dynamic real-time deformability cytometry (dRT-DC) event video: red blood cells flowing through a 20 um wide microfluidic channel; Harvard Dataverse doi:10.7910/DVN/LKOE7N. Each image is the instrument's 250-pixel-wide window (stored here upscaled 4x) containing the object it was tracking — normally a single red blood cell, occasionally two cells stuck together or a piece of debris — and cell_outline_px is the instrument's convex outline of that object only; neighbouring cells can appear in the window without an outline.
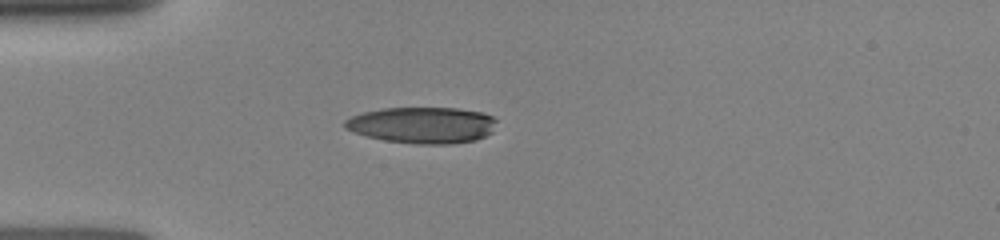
{"species": "human", "species_latin": "Homo sapiens", "temperature_condition": "room temperature", "stored_images_in_passage": 19, "camera_frame_rate_fps": 3000, "um_per_image_px": 0.085, "donor": {"sex": "female"}, "frame": {"image": 1, "passage_image": 6, "time_ms": 4.333, "image_size_px": [1000, 240], "cell_outline_px": [[496, 120], [492, 132], [476, 140], [448, 144], [416, 144], [384, 140], [368, 136], [344, 128], [344, 120], [352, 116], [364, 112], [384, 108], [460, 108], [484, 112], [492, 116]], "centroid_in_image_um": [35.93, 10.63], "position_along_channel_um": 49.1, "area_um2": 32.08}}
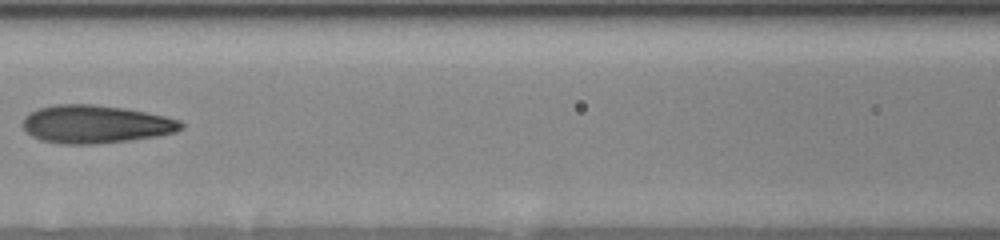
{"frame": {"image": 2, "passage_image": 13, "time_ms": 7.333, "image_size_px": [1000, 240], "cell_outline_px": [[184, 128], [176, 132], [156, 136], [128, 140], [96, 144], [60, 144], [40, 140], [32, 136], [20, 124], [24, 116], [40, 108], [56, 104], [92, 104], [124, 108], [164, 116], [180, 120], [184, 124]], "centroid_in_image_um": [8.11, 10.56], "position_along_channel_um": 158.5, "area_um2": 35.08}}
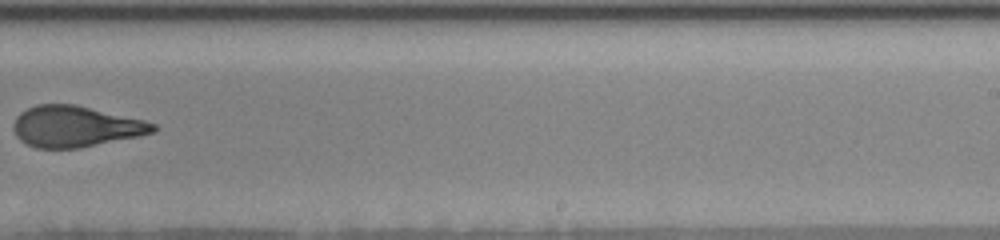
{"frame": {"image": 3, "passage_image": 19, "time_ms": 10.333, "image_size_px": [1000, 240], "cell_outline_px": [[160, 128], [156, 132], [140, 136], [80, 148], [36, 148], [20, 140], [16, 136], [12, 128], [12, 124], [16, 116], [20, 112], [36, 104], [76, 104], [144, 120], [156, 124]], "centroid_in_image_um": [6.43, 10.75], "position_along_channel_um": 282.6, "area_um2": 33.76}}